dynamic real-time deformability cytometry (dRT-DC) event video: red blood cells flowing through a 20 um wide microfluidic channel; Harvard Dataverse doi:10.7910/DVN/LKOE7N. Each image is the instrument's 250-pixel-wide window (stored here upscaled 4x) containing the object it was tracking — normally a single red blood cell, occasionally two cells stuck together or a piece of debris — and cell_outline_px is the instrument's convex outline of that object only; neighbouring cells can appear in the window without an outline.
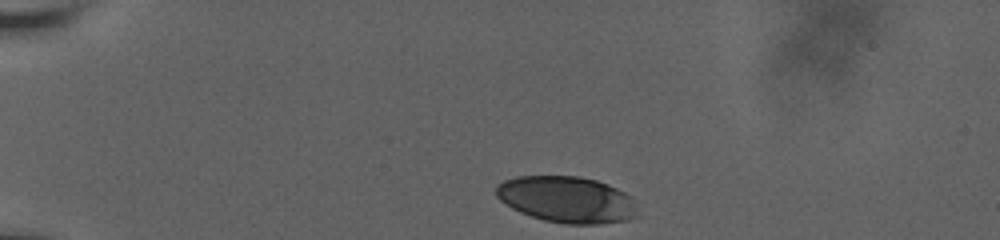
{"species": "human", "species_latin": "Homo sapiens", "temperature_condition": "room temperature", "stored_images_in_passage": 37, "camera_frame_rate_fps": 3000, "um_per_image_px": 0.085, "donor": {"sex": "male"}, "frame": {"image": 1, "passage_image": 1, "time_ms": 0.0, "image_size_px": [1000, 240], "cell_outline_px": [[636, 216], [628, 220], [596, 224], [564, 224], [544, 220], [520, 212], [512, 208], [500, 200], [496, 196], [496, 184], [504, 180], [516, 176], [580, 176], [596, 180], [608, 184], [632, 196]], "centroid_in_image_um": [48.15, 16.95], "position_along_channel_um": 36.8, "area_um2": 38.21}}
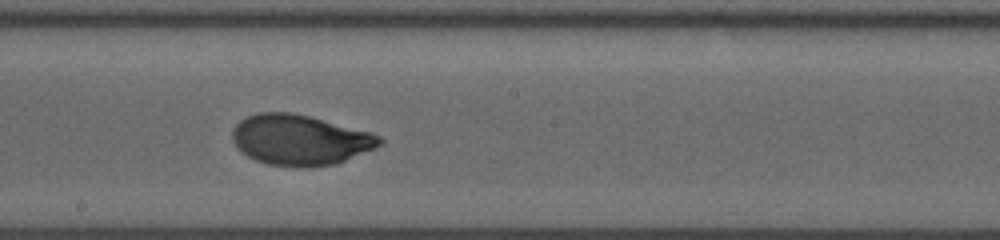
{"frame": {"image": 2, "passage_image": 22, "time_ms": 7.0, "image_size_px": [1000, 240], "cell_outline_px": [[384, 140], [376, 148], [336, 164], [308, 168], [296, 168], [268, 164], [256, 160], [248, 156], [236, 148], [232, 140], [232, 132], [236, 124], [240, 120], [248, 116], [260, 112], [292, 112], [372, 132], [380, 136]], "centroid_in_image_um": [25.5, 11.91], "position_along_channel_um": 222.7, "area_um2": 43.58}}
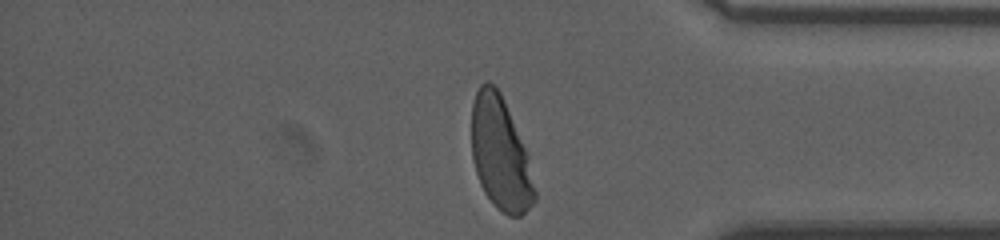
{"frame": {"image": 3, "passage_image": 37, "time_ms": 12.0, "image_size_px": [1000, 240], "cell_outline_px": [[536, 200], [520, 216], [508, 216], [496, 208], [484, 192], [480, 184], [472, 160], [472, 104], [476, 92], [480, 84], [488, 80], [500, 92], [504, 100], [528, 156], [536, 192]], "centroid_in_image_um": [42.52, 13.09], "position_along_channel_um": 392.7, "area_um2": 41.27}, "authors_computed_cell_mechanics": {"area_um2": 42.3674, "velocity_mm_per_s": 3.6556, "shape_relaxation_time_tau1_ms": 3.4886, "shape_relaxation_time_tau2_ms": null, "deformation_change_tau1": 0.1799, "deformation_change_tau2": null}}